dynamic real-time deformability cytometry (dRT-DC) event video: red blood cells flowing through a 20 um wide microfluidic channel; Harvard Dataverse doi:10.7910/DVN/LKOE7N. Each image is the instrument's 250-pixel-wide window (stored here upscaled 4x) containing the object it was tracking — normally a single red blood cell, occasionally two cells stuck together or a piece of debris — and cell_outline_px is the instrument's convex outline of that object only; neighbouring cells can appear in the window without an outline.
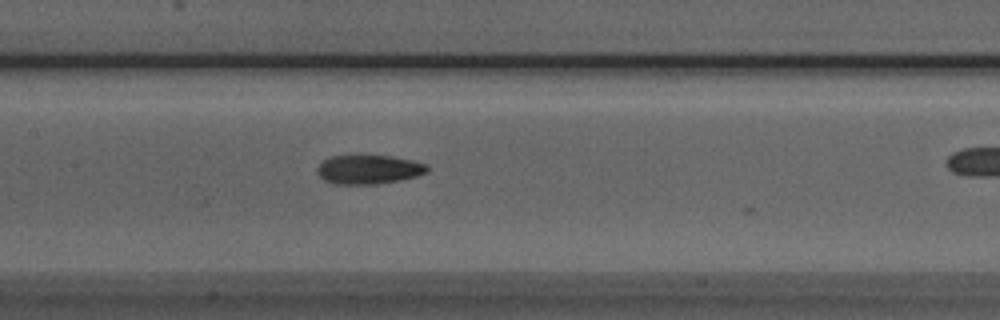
{"species": "Egyptian fruit bat (a non-hibernating species)", "species_latin": "Rousettus aegyptiacus", "temperature_condition": "room temperature", "stored_images_in_passage": 22, "camera_frame_rate_fps": 3000, "um_per_image_px": 0.085, "animal": {"sex": "male"}, "frame": {"image": 1, "passage_image": 19, "time_ms": 6.0, "image_size_px": [1000, 320], "cell_outline_px": [[428, 172], [416, 176], [376, 184], [336, 184], [324, 180], [316, 172], [316, 168], [324, 160], [332, 156], [392, 156], [412, 160], [428, 164]], "centroid_in_image_um": [31.34, 14.4], "position_along_channel_um": 176.1, "area_um2": 18.44}}